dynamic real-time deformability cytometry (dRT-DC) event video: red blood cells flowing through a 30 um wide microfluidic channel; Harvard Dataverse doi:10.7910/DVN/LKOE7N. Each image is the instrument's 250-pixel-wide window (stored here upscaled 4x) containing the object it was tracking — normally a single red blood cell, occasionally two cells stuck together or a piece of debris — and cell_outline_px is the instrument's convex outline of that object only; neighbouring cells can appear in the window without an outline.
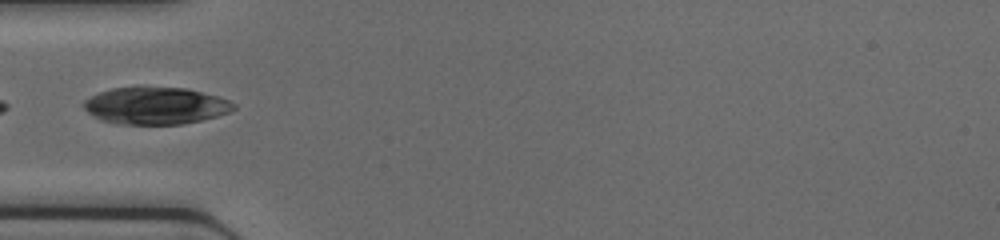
{"species": "common noctule bat (a hibernating species)", "species_latin": "Nyctalus noctula", "temperature_condition": "cold", "stored_images_in_passage": 6, "camera_frame_rate_fps": 3000, "um_per_image_px": 0.085, "animal": {"sex": "female", "body_mass_g": 17.0, "forearm_length_mm": 48.0}, "frame": {"image": 1, "passage_image": 1, "time_ms": 0.0, "image_size_px": [1000, 240], "cell_outline_px": [[236, 108], [228, 112], [216, 116], [184, 124], [116, 124], [100, 120], [88, 112], [84, 108], [84, 100], [100, 92], [112, 88], [184, 88], [216, 96], [228, 100], [236, 104]], "centroid_in_image_um": [13.21, 9.0], "position_along_channel_um": 71.8, "area_um2": 31.91}}